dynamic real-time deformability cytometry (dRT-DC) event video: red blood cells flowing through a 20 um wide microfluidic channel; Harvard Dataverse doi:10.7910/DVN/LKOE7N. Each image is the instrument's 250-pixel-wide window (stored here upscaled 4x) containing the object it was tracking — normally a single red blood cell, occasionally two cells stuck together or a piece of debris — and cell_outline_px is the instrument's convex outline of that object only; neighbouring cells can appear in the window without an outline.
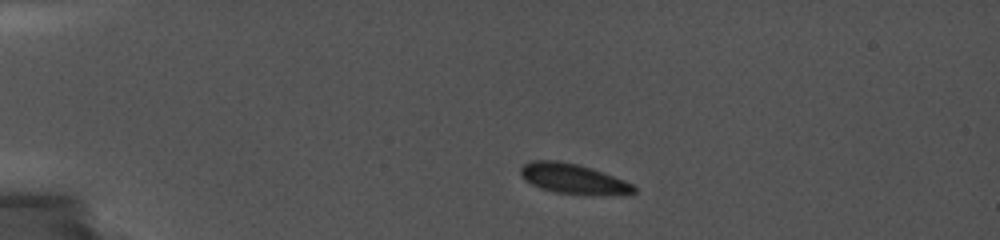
{"species": "common noctule bat (a hibernating species)", "species_latin": "Nyctalus noctula", "temperature_condition": "cold", "stored_images_in_passage": 11, "camera_frame_rate_fps": 5000, "um_per_image_px": 0.085, "animal": {"sex": "female", "body_mass_g": 19.0, "forearm_length_mm": 56.7}, "frame": {"image": 1, "passage_image": 2, "time_ms": 1.2, "image_size_px": [1000, 240], "cell_outline_px": [[636, 192], [556, 192], [540, 188], [532, 184], [520, 172], [520, 168], [524, 164], [532, 160], [556, 160], [576, 164], [612, 176], [632, 184], [636, 188]], "centroid_in_image_um": [48.58, 15.13], "position_along_channel_um": 36.4, "area_um2": 18.21}}
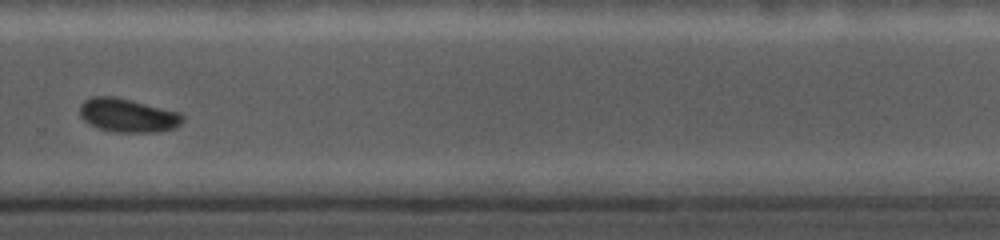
{"frame": {"image": 2, "passage_image": 10, "time_ms": 10.6, "image_size_px": [1000, 240], "cell_outline_px": [[184, 120], [180, 124], [172, 128], [160, 132], [112, 132], [88, 124], [80, 116], [80, 104], [84, 100], [92, 96], [116, 96], [180, 112], [184, 116]], "centroid_in_image_um": [10.85, 9.8], "position_along_channel_um": 318.9, "area_um2": 20.35}}
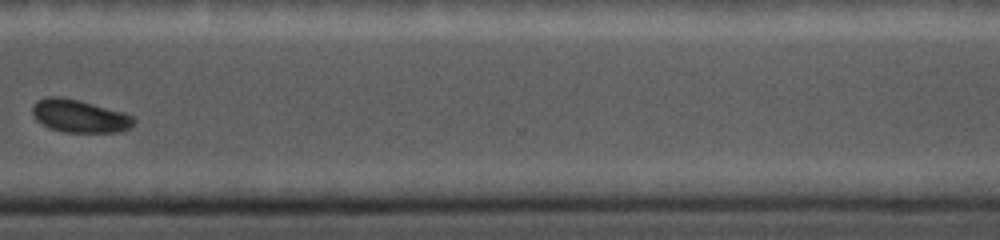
{"frame": {"image": 3, "passage_image": 11, "time_ms": 11.8, "image_size_px": [1000, 240], "cell_outline_px": [[136, 124], [128, 128], [116, 132], [64, 132], [52, 128], [36, 120], [32, 112], [32, 104], [36, 100], [48, 96], [64, 96], [80, 100], [124, 112], [132, 116], [136, 120]], "centroid_in_image_um": [6.76, 9.84], "position_along_channel_um": 363.8, "area_um2": 19.54}}